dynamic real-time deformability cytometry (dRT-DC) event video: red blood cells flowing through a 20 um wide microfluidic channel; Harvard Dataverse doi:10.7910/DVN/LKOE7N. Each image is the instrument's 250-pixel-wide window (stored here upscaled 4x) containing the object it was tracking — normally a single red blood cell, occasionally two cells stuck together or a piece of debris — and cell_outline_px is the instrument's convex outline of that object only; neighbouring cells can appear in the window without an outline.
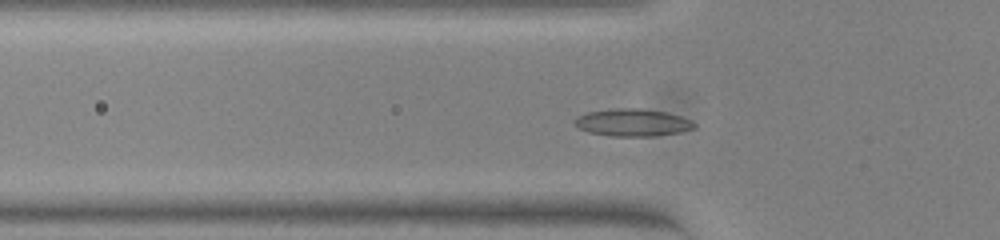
{"species": "common noctule bat (a hibernating species)", "species_latin": "Nyctalus noctula", "temperature_condition": "warm", "stored_images_in_passage": 43, "camera_frame_rate_fps": 3000, "um_per_image_px": 0.085, "animal": {"sex": "female", "body_mass_g": 23.0, "forearm_length_mm": 53.4}, "frame": {"image": 1, "passage_image": 6, "time_ms": 1.667, "image_size_px": [1000, 240], "cell_outline_px": [[696, 128], [680, 132], [656, 136], [612, 136], [588, 132], [580, 128], [572, 120], [588, 112], [616, 108], [640, 108], [668, 112], [692, 120], [696, 124]], "centroid_in_image_um": [53.82, 10.41], "position_along_channel_um": 72.0, "area_um2": 19.13}}
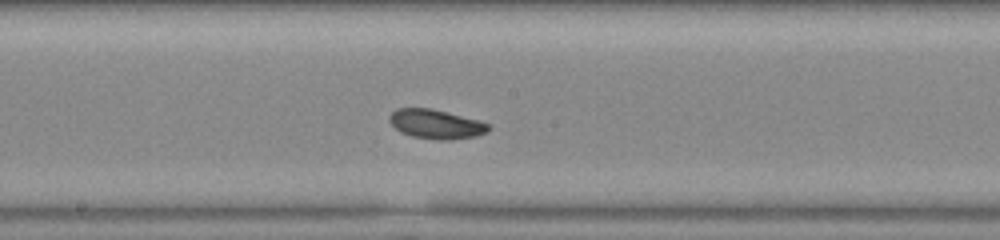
{"frame": {"image": 2, "passage_image": 17, "time_ms": 5.333, "image_size_px": [1000, 240], "cell_outline_px": [[492, 128], [488, 132], [476, 136], [448, 140], [436, 140], [412, 136], [400, 132], [388, 120], [388, 116], [396, 108], [432, 108], [476, 120], [488, 124]], "centroid_in_image_um": [37.04, 10.55], "position_along_channel_um": 211.2, "area_um2": 16.88}}
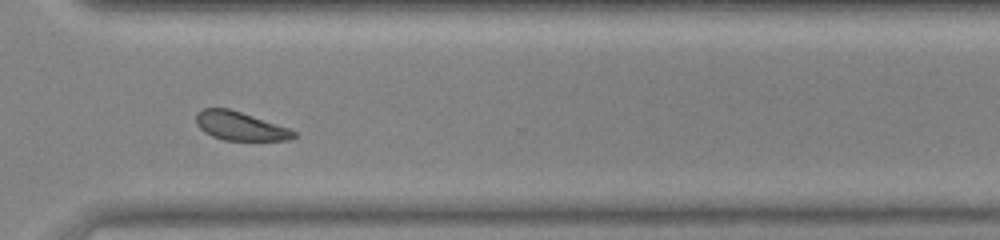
{"frame": {"image": 3, "passage_image": 28, "time_ms": 9.0, "image_size_px": [1000, 240], "cell_outline_px": [[296, 136], [288, 140], [224, 140], [212, 136], [204, 132], [196, 124], [196, 116], [204, 108], [228, 108], [288, 128], [296, 132]], "centroid_in_image_um": [20.39, 10.72], "position_along_channel_um": 350.2, "area_um2": 15.95}}